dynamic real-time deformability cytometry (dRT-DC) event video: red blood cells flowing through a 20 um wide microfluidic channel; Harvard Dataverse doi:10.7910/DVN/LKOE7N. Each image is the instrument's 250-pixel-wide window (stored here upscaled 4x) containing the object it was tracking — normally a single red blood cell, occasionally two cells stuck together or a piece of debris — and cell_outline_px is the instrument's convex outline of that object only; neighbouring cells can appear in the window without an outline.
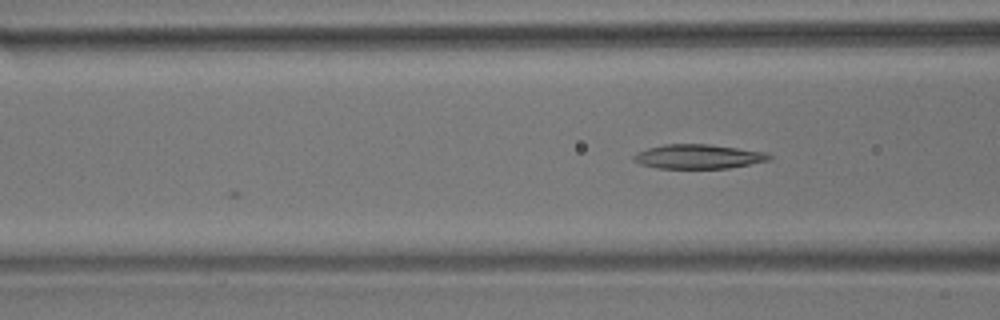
{"species": "common noctule bat (a hibernating species)", "species_latin": "Nyctalus noctula", "temperature_condition": "room temperature", "stored_images_in_passage": 6, "camera_frame_rate_fps": 3000, "um_per_image_px": 0.085, "animal": {"sex": "male", "body_mass_g": 17.9}, "frame": {"image": 1, "passage_image": 6, "time_ms": 1.667, "image_size_px": [1000, 320], "cell_outline_px": [[772, 156], [768, 160], [728, 168], [656, 168], [640, 164], [632, 160], [632, 156], [636, 152], [648, 148], [664, 144], [708, 144], [768, 152]], "centroid_in_image_um": [59.31, 13.3], "position_along_channel_um": 107.3, "area_um2": 19.19}}